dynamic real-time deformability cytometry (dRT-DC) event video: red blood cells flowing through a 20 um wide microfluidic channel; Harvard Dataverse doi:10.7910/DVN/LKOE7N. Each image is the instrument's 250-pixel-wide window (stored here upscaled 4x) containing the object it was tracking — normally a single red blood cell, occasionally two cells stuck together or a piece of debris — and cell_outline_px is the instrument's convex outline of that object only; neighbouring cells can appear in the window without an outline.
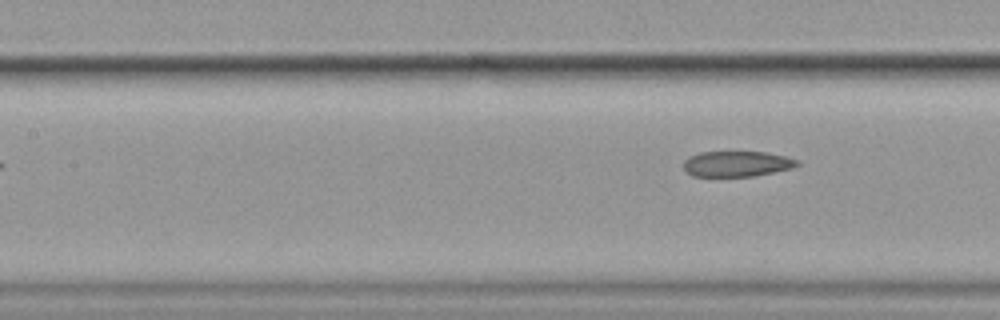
{"species": "common noctule bat (a hibernating species)", "species_latin": "Nyctalus noctula", "temperature_condition": "cold", "stored_images_in_passage": 7, "segment_of_instrument_passage": [2, 2], "camera_frame_rate_fps": 3000, "um_per_image_px": 0.085, "animal": {"sex": "female", "body_mass_g": 19.9}, "frame": {"image": 1, "passage_image": 7, "time_ms": 2.0, "image_size_px": [1000, 320], "cell_outline_px": [[800, 164], [792, 168], [752, 176], [692, 176], [684, 168], [684, 160], [688, 156], [700, 152], [768, 152], [788, 156], [800, 160]], "centroid_in_image_um": [62.66, 13.91], "position_along_channel_um": 144.7, "area_um2": 16.99}}